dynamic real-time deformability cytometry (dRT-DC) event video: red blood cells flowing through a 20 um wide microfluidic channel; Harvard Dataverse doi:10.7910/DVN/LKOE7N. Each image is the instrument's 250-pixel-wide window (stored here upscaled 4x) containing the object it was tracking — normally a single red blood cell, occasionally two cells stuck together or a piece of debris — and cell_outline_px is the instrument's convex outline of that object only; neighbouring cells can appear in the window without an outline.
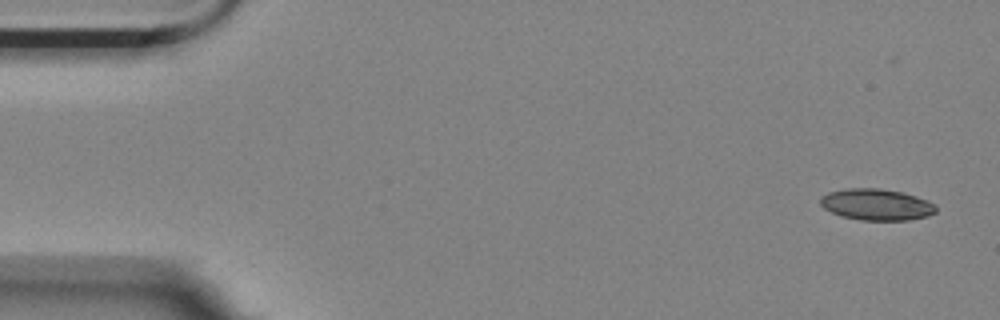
{"species": "Egyptian fruit bat (a non-hibernating species)", "species_latin": "Rousettus aegyptiacus", "temperature_condition": "room temperature", "stored_images_in_passage": 4, "camera_frame_rate_fps": 3000, "um_per_image_px": 0.085, "animal": {"sex": "female"}, "frame": {"image": 1, "passage_image": 1, "time_ms": 0.0, "image_size_px": [1000, 320], "cell_outline_px": [[936, 212], [924, 216], [908, 220], [860, 220], [840, 216], [824, 208], [820, 204], [820, 196], [828, 192], [848, 188], [880, 188], [900, 192], [916, 196], [928, 200], [936, 208]], "centroid_in_image_um": [74.45, 17.38], "position_along_channel_um": 10.5, "area_um2": 21.04}}
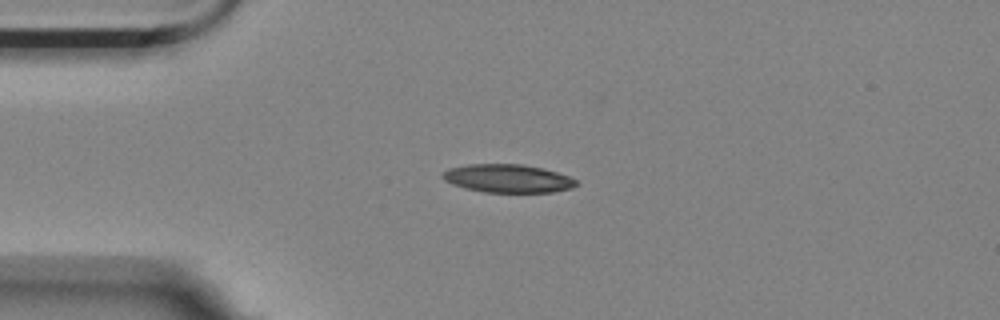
{"frame": {"image": 2, "passage_image": 3, "time_ms": 0.667, "image_size_px": [1000, 320], "cell_outline_px": [[580, 184], [572, 188], [552, 192], [484, 192], [452, 184], [444, 180], [440, 176], [440, 172], [448, 168], [468, 164], [524, 164], [544, 168], [568, 176], [576, 180]], "centroid_in_image_um": [43.15, 15.16], "position_along_channel_um": 41.9, "area_um2": 22.14}}